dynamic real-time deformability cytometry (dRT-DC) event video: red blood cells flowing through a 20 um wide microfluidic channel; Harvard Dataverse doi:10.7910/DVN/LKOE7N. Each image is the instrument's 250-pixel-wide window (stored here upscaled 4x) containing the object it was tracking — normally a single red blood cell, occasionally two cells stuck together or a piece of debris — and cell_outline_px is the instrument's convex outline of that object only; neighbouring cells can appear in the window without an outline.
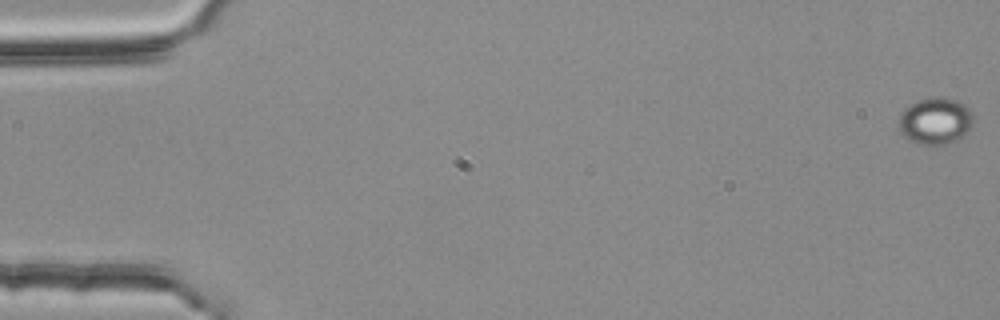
{"species": "common noctule bat (a hibernating species)", "species_latin": "Nyctalus noctula", "temperature_condition": "room temperature", "stored_images_in_passage": 57, "camera_frame_rate_fps": 3000, "um_per_image_px": 0.085, "animal": {"sex": "female", "body_mass_g": 25.1}, "frame": {"image": 1, "passage_image": 1, "time_ms": 0.0, "image_size_px": [1000, 320], "cell_outline_px": [[972, 124], [968, 132], [964, 136], [944, 144], [916, 144], [904, 136], [900, 128], [900, 112], [904, 108], [920, 100], [932, 96], [944, 96], [956, 100], [964, 104], [972, 112]], "centroid_in_image_um": [79.52, 10.26], "position_along_channel_um": 5.5, "area_um2": 20.23}}